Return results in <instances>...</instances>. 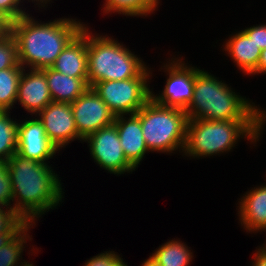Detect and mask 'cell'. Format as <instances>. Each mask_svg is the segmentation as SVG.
Returning a JSON list of instances; mask_svg holds the SVG:
<instances>
[{"instance_id":"cell-1","label":"cell","mask_w":266,"mask_h":266,"mask_svg":"<svg viewBox=\"0 0 266 266\" xmlns=\"http://www.w3.org/2000/svg\"><path fill=\"white\" fill-rule=\"evenodd\" d=\"M6 165L11 178L13 201L16 200L11 207L28 223L47 210L56 208L64 198L61 180L47 163L28 159L16 152Z\"/></svg>"},{"instance_id":"cell-2","label":"cell","mask_w":266,"mask_h":266,"mask_svg":"<svg viewBox=\"0 0 266 266\" xmlns=\"http://www.w3.org/2000/svg\"><path fill=\"white\" fill-rule=\"evenodd\" d=\"M24 15L11 22L10 33L17 43L19 64L31 69L51 67L66 45L85 25L64 18L49 23H39Z\"/></svg>"},{"instance_id":"cell-3","label":"cell","mask_w":266,"mask_h":266,"mask_svg":"<svg viewBox=\"0 0 266 266\" xmlns=\"http://www.w3.org/2000/svg\"><path fill=\"white\" fill-rule=\"evenodd\" d=\"M188 119L266 120V112L237 95L208 72L195 68L193 98L185 110Z\"/></svg>"},{"instance_id":"cell-4","label":"cell","mask_w":266,"mask_h":266,"mask_svg":"<svg viewBox=\"0 0 266 266\" xmlns=\"http://www.w3.org/2000/svg\"><path fill=\"white\" fill-rule=\"evenodd\" d=\"M266 120H203L188 119L184 155L201 157L228 152L239 137L256 142Z\"/></svg>"},{"instance_id":"cell-5","label":"cell","mask_w":266,"mask_h":266,"mask_svg":"<svg viewBox=\"0 0 266 266\" xmlns=\"http://www.w3.org/2000/svg\"><path fill=\"white\" fill-rule=\"evenodd\" d=\"M87 28L88 85L137 77L146 67L142 60L118 41L91 36Z\"/></svg>"},{"instance_id":"cell-6","label":"cell","mask_w":266,"mask_h":266,"mask_svg":"<svg viewBox=\"0 0 266 266\" xmlns=\"http://www.w3.org/2000/svg\"><path fill=\"white\" fill-rule=\"evenodd\" d=\"M136 114L148 150L172 153L183 148L188 117L185 110L157 104L152 98Z\"/></svg>"},{"instance_id":"cell-7","label":"cell","mask_w":266,"mask_h":266,"mask_svg":"<svg viewBox=\"0 0 266 266\" xmlns=\"http://www.w3.org/2000/svg\"><path fill=\"white\" fill-rule=\"evenodd\" d=\"M149 74L150 70L145 68L137 77L98 82L92 88L115 117L136 114L151 99Z\"/></svg>"},{"instance_id":"cell-8","label":"cell","mask_w":266,"mask_h":266,"mask_svg":"<svg viewBox=\"0 0 266 266\" xmlns=\"http://www.w3.org/2000/svg\"><path fill=\"white\" fill-rule=\"evenodd\" d=\"M83 141L89 143L94 161L108 172L121 175L135 170L125 157L115 123L102 127Z\"/></svg>"},{"instance_id":"cell-9","label":"cell","mask_w":266,"mask_h":266,"mask_svg":"<svg viewBox=\"0 0 266 266\" xmlns=\"http://www.w3.org/2000/svg\"><path fill=\"white\" fill-rule=\"evenodd\" d=\"M71 109L82 141L102 127L113 124L115 120V115L92 87L71 103Z\"/></svg>"},{"instance_id":"cell-10","label":"cell","mask_w":266,"mask_h":266,"mask_svg":"<svg viewBox=\"0 0 266 266\" xmlns=\"http://www.w3.org/2000/svg\"><path fill=\"white\" fill-rule=\"evenodd\" d=\"M168 72L165 88L159 96L151 98L160 105L186 110L193 98L195 68L187 67L179 59L164 66Z\"/></svg>"},{"instance_id":"cell-11","label":"cell","mask_w":266,"mask_h":266,"mask_svg":"<svg viewBox=\"0 0 266 266\" xmlns=\"http://www.w3.org/2000/svg\"><path fill=\"white\" fill-rule=\"evenodd\" d=\"M38 115L46 136L58 150L63 146L65 147L70 141L75 140V138L82 140L78 135L71 103L52 101Z\"/></svg>"},{"instance_id":"cell-12","label":"cell","mask_w":266,"mask_h":266,"mask_svg":"<svg viewBox=\"0 0 266 266\" xmlns=\"http://www.w3.org/2000/svg\"><path fill=\"white\" fill-rule=\"evenodd\" d=\"M57 151V147L46 136L43 124L39 119L26 120L18 124V154L46 163Z\"/></svg>"},{"instance_id":"cell-13","label":"cell","mask_w":266,"mask_h":266,"mask_svg":"<svg viewBox=\"0 0 266 266\" xmlns=\"http://www.w3.org/2000/svg\"><path fill=\"white\" fill-rule=\"evenodd\" d=\"M24 71L19 81L16 102H20L28 112L38 114L52 102L48 82L41 69H31L27 74Z\"/></svg>"},{"instance_id":"cell-14","label":"cell","mask_w":266,"mask_h":266,"mask_svg":"<svg viewBox=\"0 0 266 266\" xmlns=\"http://www.w3.org/2000/svg\"><path fill=\"white\" fill-rule=\"evenodd\" d=\"M87 27L66 45L52 69L74 78H88Z\"/></svg>"},{"instance_id":"cell-15","label":"cell","mask_w":266,"mask_h":266,"mask_svg":"<svg viewBox=\"0 0 266 266\" xmlns=\"http://www.w3.org/2000/svg\"><path fill=\"white\" fill-rule=\"evenodd\" d=\"M125 120L124 115L116 116L114 123L118 130L121 147L128 162L136 169L148 150L137 114H131Z\"/></svg>"},{"instance_id":"cell-16","label":"cell","mask_w":266,"mask_h":266,"mask_svg":"<svg viewBox=\"0 0 266 266\" xmlns=\"http://www.w3.org/2000/svg\"><path fill=\"white\" fill-rule=\"evenodd\" d=\"M239 204L240 222L247 231L266 230V185L248 191Z\"/></svg>"},{"instance_id":"cell-17","label":"cell","mask_w":266,"mask_h":266,"mask_svg":"<svg viewBox=\"0 0 266 266\" xmlns=\"http://www.w3.org/2000/svg\"><path fill=\"white\" fill-rule=\"evenodd\" d=\"M41 70L45 73L53 102L73 103L90 88L88 78L70 77L51 67Z\"/></svg>"},{"instance_id":"cell-18","label":"cell","mask_w":266,"mask_h":266,"mask_svg":"<svg viewBox=\"0 0 266 266\" xmlns=\"http://www.w3.org/2000/svg\"><path fill=\"white\" fill-rule=\"evenodd\" d=\"M225 50L244 73L254 74L257 70L261 49L243 31L230 37Z\"/></svg>"},{"instance_id":"cell-19","label":"cell","mask_w":266,"mask_h":266,"mask_svg":"<svg viewBox=\"0 0 266 266\" xmlns=\"http://www.w3.org/2000/svg\"><path fill=\"white\" fill-rule=\"evenodd\" d=\"M190 251L184 243L173 239L161 245L151 257L159 266H189L193 257Z\"/></svg>"},{"instance_id":"cell-20","label":"cell","mask_w":266,"mask_h":266,"mask_svg":"<svg viewBox=\"0 0 266 266\" xmlns=\"http://www.w3.org/2000/svg\"><path fill=\"white\" fill-rule=\"evenodd\" d=\"M8 110H0V161L7 162L17 152L18 122Z\"/></svg>"},{"instance_id":"cell-21","label":"cell","mask_w":266,"mask_h":266,"mask_svg":"<svg viewBox=\"0 0 266 266\" xmlns=\"http://www.w3.org/2000/svg\"><path fill=\"white\" fill-rule=\"evenodd\" d=\"M23 69V67H12L0 70V110L10 111L16 102Z\"/></svg>"},{"instance_id":"cell-22","label":"cell","mask_w":266,"mask_h":266,"mask_svg":"<svg viewBox=\"0 0 266 266\" xmlns=\"http://www.w3.org/2000/svg\"><path fill=\"white\" fill-rule=\"evenodd\" d=\"M158 4V0H106L104 11L128 16H146L152 13Z\"/></svg>"},{"instance_id":"cell-23","label":"cell","mask_w":266,"mask_h":266,"mask_svg":"<svg viewBox=\"0 0 266 266\" xmlns=\"http://www.w3.org/2000/svg\"><path fill=\"white\" fill-rule=\"evenodd\" d=\"M33 223H28L10 242L0 248V266H18L22 257L24 243H26L28 229ZM28 235V236H27Z\"/></svg>"},{"instance_id":"cell-24","label":"cell","mask_w":266,"mask_h":266,"mask_svg":"<svg viewBox=\"0 0 266 266\" xmlns=\"http://www.w3.org/2000/svg\"><path fill=\"white\" fill-rule=\"evenodd\" d=\"M12 67H22L19 64L17 43L8 32L0 33V70Z\"/></svg>"},{"instance_id":"cell-25","label":"cell","mask_w":266,"mask_h":266,"mask_svg":"<svg viewBox=\"0 0 266 266\" xmlns=\"http://www.w3.org/2000/svg\"><path fill=\"white\" fill-rule=\"evenodd\" d=\"M5 209L3 210V207L0 206V233H19L28 222L12 207Z\"/></svg>"},{"instance_id":"cell-26","label":"cell","mask_w":266,"mask_h":266,"mask_svg":"<svg viewBox=\"0 0 266 266\" xmlns=\"http://www.w3.org/2000/svg\"><path fill=\"white\" fill-rule=\"evenodd\" d=\"M13 201V191L10 174L6 162L0 161V206L8 207Z\"/></svg>"},{"instance_id":"cell-27","label":"cell","mask_w":266,"mask_h":266,"mask_svg":"<svg viewBox=\"0 0 266 266\" xmlns=\"http://www.w3.org/2000/svg\"><path fill=\"white\" fill-rule=\"evenodd\" d=\"M21 0H0V13L11 23L27 13L19 7Z\"/></svg>"},{"instance_id":"cell-28","label":"cell","mask_w":266,"mask_h":266,"mask_svg":"<svg viewBox=\"0 0 266 266\" xmlns=\"http://www.w3.org/2000/svg\"><path fill=\"white\" fill-rule=\"evenodd\" d=\"M122 260L114 251H107L87 260L85 266H117Z\"/></svg>"},{"instance_id":"cell-29","label":"cell","mask_w":266,"mask_h":266,"mask_svg":"<svg viewBox=\"0 0 266 266\" xmlns=\"http://www.w3.org/2000/svg\"><path fill=\"white\" fill-rule=\"evenodd\" d=\"M261 49H266V25L251 26L242 30Z\"/></svg>"},{"instance_id":"cell-30","label":"cell","mask_w":266,"mask_h":266,"mask_svg":"<svg viewBox=\"0 0 266 266\" xmlns=\"http://www.w3.org/2000/svg\"><path fill=\"white\" fill-rule=\"evenodd\" d=\"M254 257L253 266H266V244L258 249Z\"/></svg>"},{"instance_id":"cell-31","label":"cell","mask_w":266,"mask_h":266,"mask_svg":"<svg viewBox=\"0 0 266 266\" xmlns=\"http://www.w3.org/2000/svg\"><path fill=\"white\" fill-rule=\"evenodd\" d=\"M266 73V49L261 50L260 60L254 74Z\"/></svg>"},{"instance_id":"cell-32","label":"cell","mask_w":266,"mask_h":266,"mask_svg":"<svg viewBox=\"0 0 266 266\" xmlns=\"http://www.w3.org/2000/svg\"><path fill=\"white\" fill-rule=\"evenodd\" d=\"M18 233H0V248L10 242Z\"/></svg>"},{"instance_id":"cell-33","label":"cell","mask_w":266,"mask_h":266,"mask_svg":"<svg viewBox=\"0 0 266 266\" xmlns=\"http://www.w3.org/2000/svg\"><path fill=\"white\" fill-rule=\"evenodd\" d=\"M11 23L0 13V33L8 32Z\"/></svg>"},{"instance_id":"cell-34","label":"cell","mask_w":266,"mask_h":266,"mask_svg":"<svg viewBox=\"0 0 266 266\" xmlns=\"http://www.w3.org/2000/svg\"><path fill=\"white\" fill-rule=\"evenodd\" d=\"M142 266H159V264L150 256L146 261H144Z\"/></svg>"},{"instance_id":"cell-35","label":"cell","mask_w":266,"mask_h":266,"mask_svg":"<svg viewBox=\"0 0 266 266\" xmlns=\"http://www.w3.org/2000/svg\"><path fill=\"white\" fill-rule=\"evenodd\" d=\"M32 1H33V0H32ZM35 1H36V2L38 1V3L40 2L39 4L43 3V5H44V4H47V2H49L50 0H34V2H35Z\"/></svg>"},{"instance_id":"cell-36","label":"cell","mask_w":266,"mask_h":266,"mask_svg":"<svg viewBox=\"0 0 266 266\" xmlns=\"http://www.w3.org/2000/svg\"><path fill=\"white\" fill-rule=\"evenodd\" d=\"M24 263V264H23ZM22 264L18 265V266H34L33 264H30L28 262H23ZM28 263V264H27Z\"/></svg>"},{"instance_id":"cell-37","label":"cell","mask_w":266,"mask_h":266,"mask_svg":"<svg viewBox=\"0 0 266 266\" xmlns=\"http://www.w3.org/2000/svg\"><path fill=\"white\" fill-rule=\"evenodd\" d=\"M117 266H127V265H126V263H124L123 260H122Z\"/></svg>"}]
</instances>
